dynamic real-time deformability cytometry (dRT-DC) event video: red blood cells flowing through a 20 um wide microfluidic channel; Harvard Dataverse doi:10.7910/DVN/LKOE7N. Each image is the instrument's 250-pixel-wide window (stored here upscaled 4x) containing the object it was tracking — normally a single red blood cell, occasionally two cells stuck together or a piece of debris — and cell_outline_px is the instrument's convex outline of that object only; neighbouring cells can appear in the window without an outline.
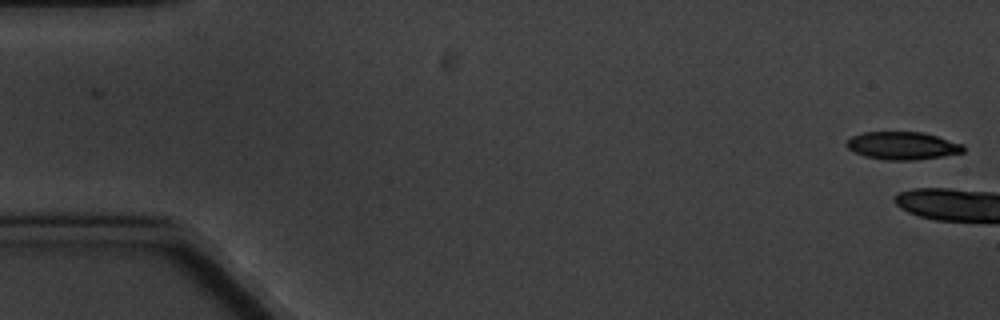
{"species": "common noctule bat (a hibernating species)", "species_latin": "Nyctalus noctula", "temperature_condition": "cold", "stored_images_in_passage": 2, "camera_frame_rate_fps": 3000, "um_per_image_px": 0.085, "animal": {"sex": "male", "body_mass_g": 20.1, "forearm_length_mm": 53.5}, "frame": {"image": 1, "passage_image": 2, "time_ms": 1.333, "image_size_px": [1000, 320], "cell_outline_px": [[964, 152], [940, 156], [912, 160], [884, 160], [864, 156], [848, 148], [844, 144], [852, 136], [864, 132], [924, 132], [964, 144]], "centroid_in_image_um": [76.71, 12.37], "position_along_channel_um": 8.3, "area_um2": 18.84}}